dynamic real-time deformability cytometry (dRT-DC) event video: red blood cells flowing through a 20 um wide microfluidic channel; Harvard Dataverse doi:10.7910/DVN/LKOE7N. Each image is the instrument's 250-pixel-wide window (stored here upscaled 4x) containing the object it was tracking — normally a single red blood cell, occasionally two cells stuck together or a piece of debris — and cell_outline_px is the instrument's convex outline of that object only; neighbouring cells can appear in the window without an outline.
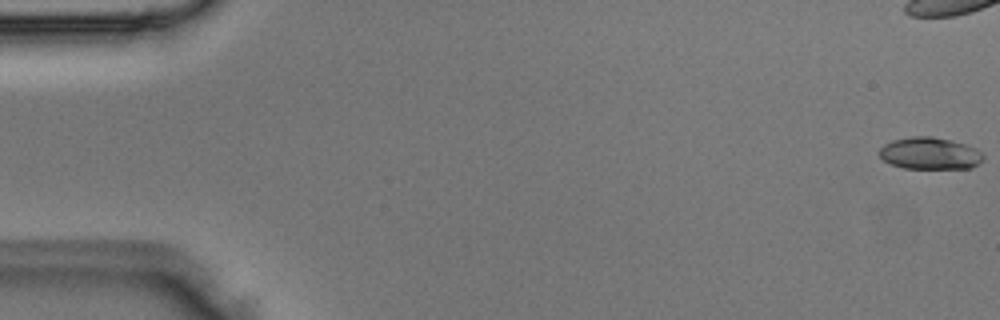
{"species": "Egyptian fruit bat (a non-hibernating species)", "species_latin": "Rousettus aegyptiacus", "temperature_condition": "room temperature", "stored_images_in_passage": 3, "camera_frame_rate_fps": 3000, "um_per_image_px": 0.085, "animal": {"sex": "male"}, "frame": {"image": 1, "passage_image": 1, "time_ms": 0.0, "image_size_px": [1000, 320], "cell_outline_px": [[984, 160], [972, 168], [904, 168], [892, 164], [884, 160], [880, 156], [880, 148], [884, 144], [892, 140], [912, 136], [932, 136], [952, 140], [976, 148], [984, 156]], "centroid_in_image_um": [79.06, 13.03], "position_along_channel_um": 5.9, "area_um2": 19.36}}
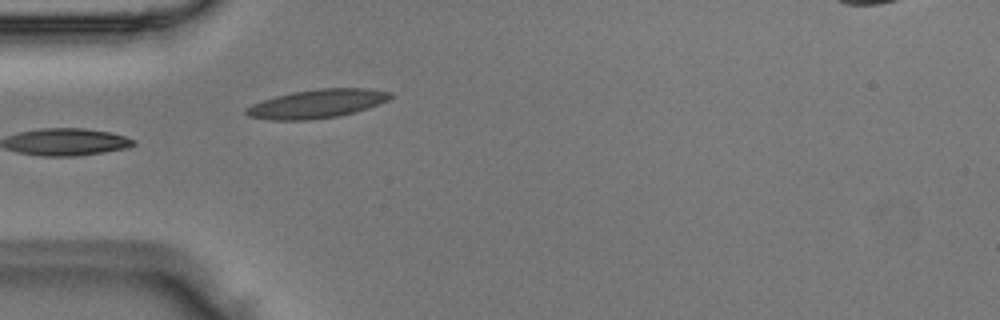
{"frame": {"image": 2, "passage_image": 3, "time_ms": 0.667, "image_size_px": [1000, 320], "cell_outline_px": [[392, 96], [388, 100], [356, 112], [336, 116], [308, 120], [272, 120], [248, 116], [244, 112], [244, 108], [252, 104], [276, 96], [292, 92], [320, 88], [368, 88], [392, 92]], "centroid_in_image_um": [26.94, 8.81], "position_along_channel_um": 58.1, "area_um2": 23.99}}